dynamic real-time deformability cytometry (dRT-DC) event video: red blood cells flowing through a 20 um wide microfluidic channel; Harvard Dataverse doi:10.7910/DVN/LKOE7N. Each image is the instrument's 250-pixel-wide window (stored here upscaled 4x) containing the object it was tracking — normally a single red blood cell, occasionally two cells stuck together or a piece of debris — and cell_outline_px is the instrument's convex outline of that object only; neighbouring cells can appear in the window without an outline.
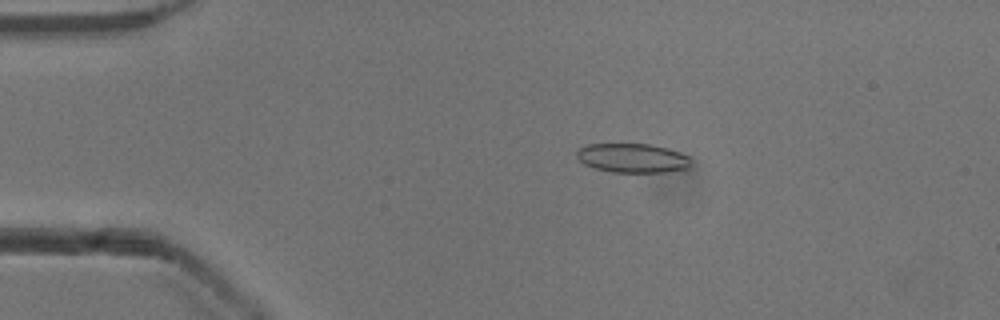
{"species": "common noctule bat (a hibernating species)", "species_latin": "Nyctalus noctula", "temperature_condition": "cold", "stored_images_in_passage": 51, "camera_frame_rate_fps": 3000, "um_per_image_px": 0.085, "animal": {"sex": "male", "body_mass_g": 13.3}, "frame": {"image": 1, "passage_image": 9, "time_ms": 2.667, "image_size_px": [1000, 320], "cell_outline_px": [[692, 160], [688, 168], [668, 172], [612, 172], [596, 168], [584, 164], [576, 156], [576, 152], [580, 148], [588, 144], [652, 144], [668, 148], [680, 152], [688, 156]], "centroid_in_image_um": [53.79, 13.43], "position_along_channel_um": 31.2, "area_um2": 19.48}}
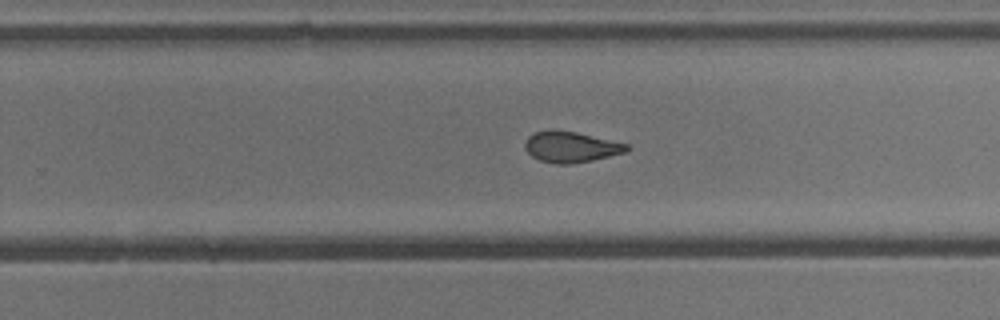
{"frame": {"image": 2, "passage_image": 32, "time_ms": 10.333, "image_size_px": [1000, 320], "cell_outline_px": [[632, 148], [628, 152], [592, 160], [572, 164], [556, 164], [540, 160], [532, 156], [524, 148], [524, 144], [528, 136], [532, 132], [552, 128], [576, 132], [628, 144]], "centroid_in_image_um": [48.52, 12.47], "position_along_channel_um": 281.3, "area_um2": 18.61}}
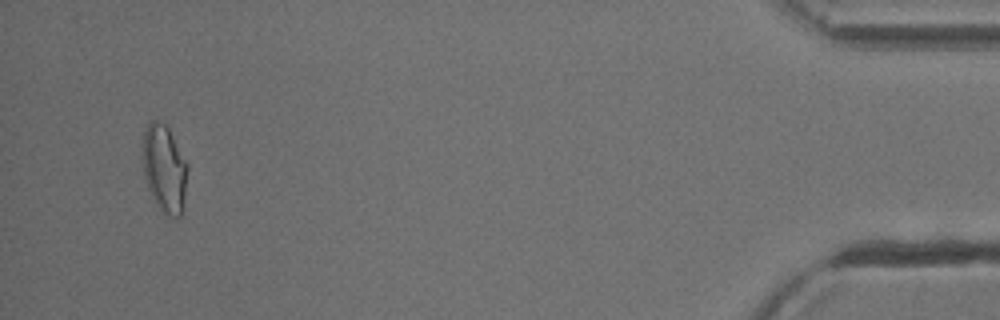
{"frame": {"image": 3, "passage_image": 49, "time_ms": 16.0, "image_size_px": [1000, 320], "cell_outline_px": [[188, 168], [184, 196], [180, 216], [176, 220], [164, 212], [156, 204], [148, 188], [144, 176], [144, 132], [148, 124], [152, 120], [156, 120], [164, 124], [168, 128], [188, 164]], "centroid_in_image_um": [13.99, 14.35], "position_along_channel_um": 421.2, "area_um2": 22.37}, "authors_computed_cell_mechanics": {"area_um2": 19.2474, "velocity_mm_per_s": 3.9142, "shape_relaxation_time_tau1_ms": 3.8279, "shape_relaxation_time_tau2_ms": 1.4778, "deformation_change_tau1": 0.1398, "deformation_change_tau2": 0.0843}}